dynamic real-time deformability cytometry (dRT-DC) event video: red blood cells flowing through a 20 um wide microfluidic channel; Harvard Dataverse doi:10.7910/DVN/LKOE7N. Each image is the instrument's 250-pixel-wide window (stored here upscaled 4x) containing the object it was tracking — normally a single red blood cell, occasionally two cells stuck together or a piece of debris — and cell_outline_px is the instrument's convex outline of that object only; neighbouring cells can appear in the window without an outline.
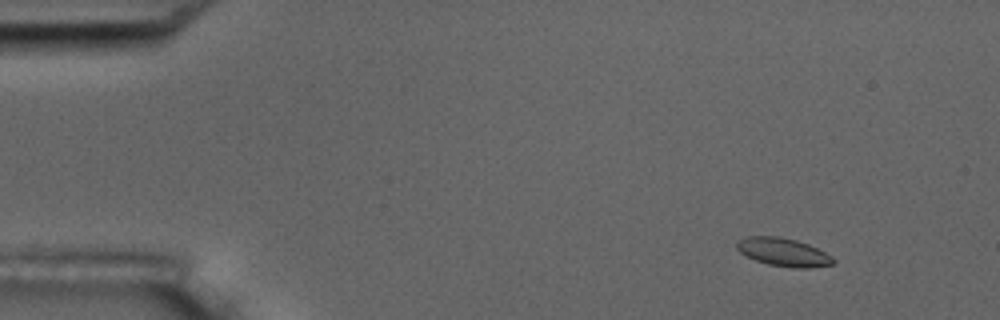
{"species": "common noctule bat (a hibernating species)", "species_latin": "Nyctalus noctula", "temperature_condition": "room temperature", "stored_images_in_passage": 5, "camera_frame_rate_fps": 3000, "um_per_image_px": 0.085, "animal": {"sex": "male", "body_mass_g": 17.5, "forearm_length_mm": 52.3}, "frame": {"image": 1, "passage_image": 2, "time_ms": 1.0, "image_size_px": [1000, 320], "cell_outline_px": [[836, 260], [832, 264], [808, 268], [792, 268], [768, 264], [756, 260], [740, 252], [736, 248], [736, 240], [748, 236], [780, 236], [796, 240], [808, 244], [832, 256]], "centroid_in_image_um": [66.57, 21.42], "position_along_channel_um": 18.4, "area_um2": 15.84}}
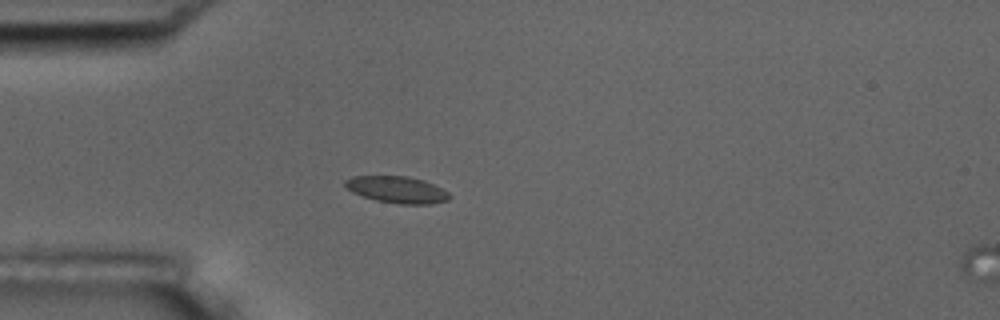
{"frame": {"image": 2, "passage_image": 4, "time_ms": 4.333, "image_size_px": [1000, 320], "cell_outline_px": [[452, 196], [448, 200], [428, 204], [400, 204], [376, 200], [352, 192], [344, 184], [344, 180], [352, 176], [408, 176], [424, 180], [448, 192]], "centroid_in_image_um": [33.74, 16.11], "position_along_channel_um": 51.3, "area_um2": 16.13}}